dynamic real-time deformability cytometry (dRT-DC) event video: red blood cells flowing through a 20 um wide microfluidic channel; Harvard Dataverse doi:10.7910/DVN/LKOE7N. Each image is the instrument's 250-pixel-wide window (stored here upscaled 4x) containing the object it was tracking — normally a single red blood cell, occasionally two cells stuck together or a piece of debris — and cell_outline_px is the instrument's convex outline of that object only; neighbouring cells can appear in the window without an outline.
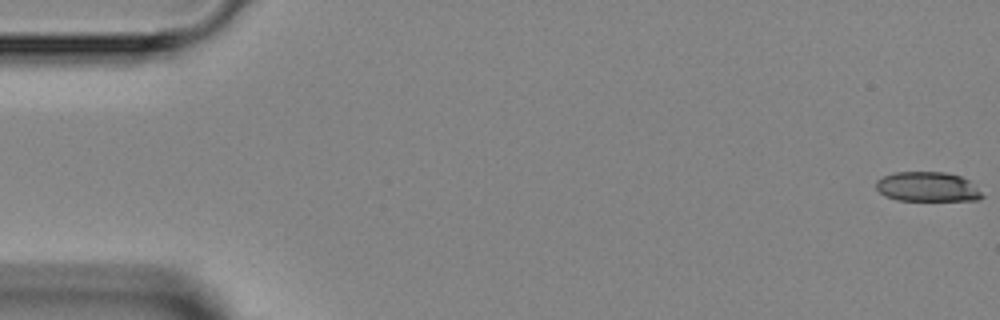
{"species": "Egyptian fruit bat (a non-hibernating species)", "species_latin": "Rousettus aegyptiacus", "temperature_condition": "room temperature", "stored_images_in_passage": 5, "camera_frame_rate_fps": 3000, "um_per_image_px": 0.085, "animal": {"sex": "female"}, "frame": {"image": 1, "passage_image": 1, "time_ms": 0.0, "image_size_px": [1000, 320], "cell_outline_px": [[984, 196], [980, 200], [896, 200], [884, 196], [876, 188], [876, 180], [884, 176], [896, 172], [944, 172], [960, 176], [968, 180]], "centroid_in_image_um": [78.8, 15.88], "position_along_channel_um": 6.2, "area_um2": 18.21}}
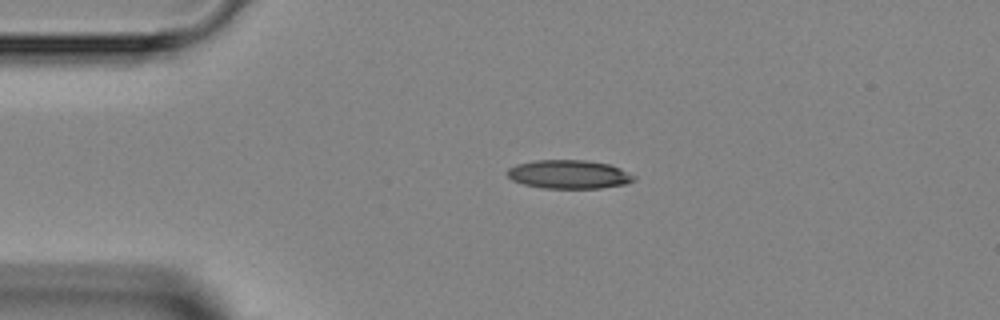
{"frame": {"image": 2, "passage_image": 4, "time_ms": 3.333, "image_size_px": [1000, 320], "cell_outline_px": [[636, 180], [624, 184], [600, 188], [540, 188], [524, 184], [512, 180], [508, 176], [508, 168], [516, 164], [536, 160], [584, 160], [608, 164], [620, 168], [636, 176]], "centroid_in_image_um": [48.36, 14.82], "position_along_channel_um": 36.6, "area_um2": 21.1}}